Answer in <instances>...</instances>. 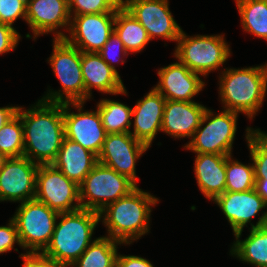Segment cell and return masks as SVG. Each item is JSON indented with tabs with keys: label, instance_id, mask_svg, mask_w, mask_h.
Wrapping results in <instances>:
<instances>
[{
	"label": "cell",
	"instance_id": "obj_1",
	"mask_svg": "<svg viewBox=\"0 0 267 267\" xmlns=\"http://www.w3.org/2000/svg\"><path fill=\"white\" fill-rule=\"evenodd\" d=\"M17 114L23 124V156L38 165L52 164L65 138L63 103L39 100L32 109L18 107Z\"/></svg>",
	"mask_w": 267,
	"mask_h": 267
},
{
	"label": "cell",
	"instance_id": "obj_2",
	"mask_svg": "<svg viewBox=\"0 0 267 267\" xmlns=\"http://www.w3.org/2000/svg\"><path fill=\"white\" fill-rule=\"evenodd\" d=\"M62 218L55 225L49 245L43 252L44 257L54 260L64 267L72 264L91 244V236L100 221V214L88 209L59 213Z\"/></svg>",
	"mask_w": 267,
	"mask_h": 267
},
{
	"label": "cell",
	"instance_id": "obj_3",
	"mask_svg": "<svg viewBox=\"0 0 267 267\" xmlns=\"http://www.w3.org/2000/svg\"><path fill=\"white\" fill-rule=\"evenodd\" d=\"M157 202L150 193L136 187L127 196L107 205L99 214L102 217L106 213L103 222L108 227L109 237L126 244L139 239L149 231L150 206Z\"/></svg>",
	"mask_w": 267,
	"mask_h": 267
},
{
	"label": "cell",
	"instance_id": "obj_4",
	"mask_svg": "<svg viewBox=\"0 0 267 267\" xmlns=\"http://www.w3.org/2000/svg\"><path fill=\"white\" fill-rule=\"evenodd\" d=\"M222 76L220 95L226 105L225 110L242 112L252 118L261 107L266 93L267 65L229 69Z\"/></svg>",
	"mask_w": 267,
	"mask_h": 267
},
{
	"label": "cell",
	"instance_id": "obj_5",
	"mask_svg": "<svg viewBox=\"0 0 267 267\" xmlns=\"http://www.w3.org/2000/svg\"><path fill=\"white\" fill-rule=\"evenodd\" d=\"M53 54L50 57L58 80H60L66 99L59 92H50L42 101L49 103L85 102V84L82 76V52L69 44L64 38H55ZM65 99V100H64Z\"/></svg>",
	"mask_w": 267,
	"mask_h": 267
},
{
	"label": "cell",
	"instance_id": "obj_6",
	"mask_svg": "<svg viewBox=\"0 0 267 267\" xmlns=\"http://www.w3.org/2000/svg\"><path fill=\"white\" fill-rule=\"evenodd\" d=\"M58 216L57 211L36 199L21 202L13 217L20 246L30 248V254L43 252L51 241Z\"/></svg>",
	"mask_w": 267,
	"mask_h": 267
},
{
	"label": "cell",
	"instance_id": "obj_7",
	"mask_svg": "<svg viewBox=\"0 0 267 267\" xmlns=\"http://www.w3.org/2000/svg\"><path fill=\"white\" fill-rule=\"evenodd\" d=\"M137 186L114 169L97 163L79 185L82 209L101 212L107 205L127 196ZM88 198V201H84Z\"/></svg>",
	"mask_w": 267,
	"mask_h": 267
},
{
	"label": "cell",
	"instance_id": "obj_8",
	"mask_svg": "<svg viewBox=\"0 0 267 267\" xmlns=\"http://www.w3.org/2000/svg\"><path fill=\"white\" fill-rule=\"evenodd\" d=\"M177 42L175 57L192 72L203 76L218 69L230 55V49L220 35L187 38L182 30Z\"/></svg>",
	"mask_w": 267,
	"mask_h": 267
},
{
	"label": "cell",
	"instance_id": "obj_9",
	"mask_svg": "<svg viewBox=\"0 0 267 267\" xmlns=\"http://www.w3.org/2000/svg\"><path fill=\"white\" fill-rule=\"evenodd\" d=\"M237 116V112L224 110L222 113L213 117L211 110L206 108L199 127L194 132L189 144L185 147L193 150L195 153L231 155L232 144L237 129ZM207 120L209 122L201 129V126Z\"/></svg>",
	"mask_w": 267,
	"mask_h": 267
},
{
	"label": "cell",
	"instance_id": "obj_10",
	"mask_svg": "<svg viewBox=\"0 0 267 267\" xmlns=\"http://www.w3.org/2000/svg\"><path fill=\"white\" fill-rule=\"evenodd\" d=\"M35 199L58 213L81 209L79 185L52 164L38 167ZM73 201L78 204L71 205Z\"/></svg>",
	"mask_w": 267,
	"mask_h": 267
},
{
	"label": "cell",
	"instance_id": "obj_11",
	"mask_svg": "<svg viewBox=\"0 0 267 267\" xmlns=\"http://www.w3.org/2000/svg\"><path fill=\"white\" fill-rule=\"evenodd\" d=\"M116 13L77 15L69 25L71 38L56 32L55 38H64L81 52L98 53L114 32Z\"/></svg>",
	"mask_w": 267,
	"mask_h": 267
},
{
	"label": "cell",
	"instance_id": "obj_12",
	"mask_svg": "<svg viewBox=\"0 0 267 267\" xmlns=\"http://www.w3.org/2000/svg\"><path fill=\"white\" fill-rule=\"evenodd\" d=\"M148 148L130 132L107 134L97 157L98 163L114 169L136 185L135 163Z\"/></svg>",
	"mask_w": 267,
	"mask_h": 267
},
{
	"label": "cell",
	"instance_id": "obj_13",
	"mask_svg": "<svg viewBox=\"0 0 267 267\" xmlns=\"http://www.w3.org/2000/svg\"><path fill=\"white\" fill-rule=\"evenodd\" d=\"M38 167L25 156L8 158L0 170V201L35 199Z\"/></svg>",
	"mask_w": 267,
	"mask_h": 267
},
{
	"label": "cell",
	"instance_id": "obj_14",
	"mask_svg": "<svg viewBox=\"0 0 267 267\" xmlns=\"http://www.w3.org/2000/svg\"><path fill=\"white\" fill-rule=\"evenodd\" d=\"M122 6L146 29L150 39L156 36L177 41L181 28L173 19L167 0H122Z\"/></svg>",
	"mask_w": 267,
	"mask_h": 267
},
{
	"label": "cell",
	"instance_id": "obj_15",
	"mask_svg": "<svg viewBox=\"0 0 267 267\" xmlns=\"http://www.w3.org/2000/svg\"><path fill=\"white\" fill-rule=\"evenodd\" d=\"M69 104L77 107L79 113H70ZM82 105L83 102L63 103L65 138L77 142L98 157L107 133L98 109L95 112H80Z\"/></svg>",
	"mask_w": 267,
	"mask_h": 267
},
{
	"label": "cell",
	"instance_id": "obj_16",
	"mask_svg": "<svg viewBox=\"0 0 267 267\" xmlns=\"http://www.w3.org/2000/svg\"><path fill=\"white\" fill-rule=\"evenodd\" d=\"M215 201L232 226L235 237L241 236L243 227L267 204L255 189L243 192L225 191Z\"/></svg>",
	"mask_w": 267,
	"mask_h": 267
},
{
	"label": "cell",
	"instance_id": "obj_17",
	"mask_svg": "<svg viewBox=\"0 0 267 267\" xmlns=\"http://www.w3.org/2000/svg\"><path fill=\"white\" fill-rule=\"evenodd\" d=\"M159 84L154 87L166 100L192 101L203 87L198 73L192 72L181 62L173 63L158 71ZM166 92V93H165Z\"/></svg>",
	"mask_w": 267,
	"mask_h": 267
},
{
	"label": "cell",
	"instance_id": "obj_18",
	"mask_svg": "<svg viewBox=\"0 0 267 267\" xmlns=\"http://www.w3.org/2000/svg\"><path fill=\"white\" fill-rule=\"evenodd\" d=\"M166 99L153 88L132 109L134 132L130 134L150 147L158 130H161Z\"/></svg>",
	"mask_w": 267,
	"mask_h": 267
},
{
	"label": "cell",
	"instance_id": "obj_19",
	"mask_svg": "<svg viewBox=\"0 0 267 267\" xmlns=\"http://www.w3.org/2000/svg\"><path fill=\"white\" fill-rule=\"evenodd\" d=\"M82 76L85 84V100L91 97V89L95 87L101 92L110 94H126L122 80L99 53L82 52Z\"/></svg>",
	"mask_w": 267,
	"mask_h": 267
},
{
	"label": "cell",
	"instance_id": "obj_20",
	"mask_svg": "<svg viewBox=\"0 0 267 267\" xmlns=\"http://www.w3.org/2000/svg\"><path fill=\"white\" fill-rule=\"evenodd\" d=\"M206 107L194 101L166 100L161 130L174 137H193Z\"/></svg>",
	"mask_w": 267,
	"mask_h": 267
},
{
	"label": "cell",
	"instance_id": "obj_21",
	"mask_svg": "<svg viewBox=\"0 0 267 267\" xmlns=\"http://www.w3.org/2000/svg\"><path fill=\"white\" fill-rule=\"evenodd\" d=\"M68 1L27 0L26 21L35 37L70 24L71 15Z\"/></svg>",
	"mask_w": 267,
	"mask_h": 267
},
{
	"label": "cell",
	"instance_id": "obj_22",
	"mask_svg": "<svg viewBox=\"0 0 267 267\" xmlns=\"http://www.w3.org/2000/svg\"><path fill=\"white\" fill-rule=\"evenodd\" d=\"M97 163L98 159L94 153L77 142L64 138L52 165L80 185Z\"/></svg>",
	"mask_w": 267,
	"mask_h": 267
},
{
	"label": "cell",
	"instance_id": "obj_23",
	"mask_svg": "<svg viewBox=\"0 0 267 267\" xmlns=\"http://www.w3.org/2000/svg\"><path fill=\"white\" fill-rule=\"evenodd\" d=\"M226 157L227 155L197 153L194 170L198 186L211 200L225 192Z\"/></svg>",
	"mask_w": 267,
	"mask_h": 267
},
{
	"label": "cell",
	"instance_id": "obj_24",
	"mask_svg": "<svg viewBox=\"0 0 267 267\" xmlns=\"http://www.w3.org/2000/svg\"><path fill=\"white\" fill-rule=\"evenodd\" d=\"M114 25V32L127 52H139L151 40L146 29L122 5L116 11Z\"/></svg>",
	"mask_w": 267,
	"mask_h": 267
},
{
	"label": "cell",
	"instance_id": "obj_25",
	"mask_svg": "<svg viewBox=\"0 0 267 267\" xmlns=\"http://www.w3.org/2000/svg\"><path fill=\"white\" fill-rule=\"evenodd\" d=\"M246 139L254 162L255 186L257 194L267 204V134L247 128Z\"/></svg>",
	"mask_w": 267,
	"mask_h": 267
},
{
	"label": "cell",
	"instance_id": "obj_26",
	"mask_svg": "<svg viewBox=\"0 0 267 267\" xmlns=\"http://www.w3.org/2000/svg\"><path fill=\"white\" fill-rule=\"evenodd\" d=\"M231 254L256 267H267V226L251 228L250 235L240 241L236 237Z\"/></svg>",
	"mask_w": 267,
	"mask_h": 267
},
{
	"label": "cell",
	"instance_id": "obj_27",
	"mask_svg": "<svg viewBox=\"0 0 267 267\" xmlns=\"http://www.w3.org/2000/svg\"><path fill=\"white\" fill-rule=\"evenodd\" d=\"M121 242L110 237L94 240L85 252L72 264L78 267H116L117 245Z\"/></svg>",
	"mask_w": 267,
	"mask_h": 267
},
{
	"label": "cell",
	"instance_id": "obj_28",
	"mask_svg": "<svg viewBox=\"0 0 267 267\" xmlns=\"http://www.w3.org/2000/svg\"><path fill=\"white\" fill-rule=\"evenodd\" d=\"M243 29L267 40V0H236Z\"/></svg>",
	"mask_w": 267,
	"mask_h": 267
},
{
	"label": "cell",
	"instance_id": "obj_29",
	"mask_svg": "<svg viewBox=\"0 0 267 267\" xmlns=\"http://www.w3.org/2000/svg\"><path fill=\"white\" fill-rule=\"evenodd\" d=\"M102 125L107 134L127 133L131 126L132 109L111 100H101L97 105Z\"/></svg>",
	"mask_w": 267,
	"mask_h": 267
},
{
	"label": "cell",
	"instance_id": "obj_30",
	"mask_svg": "<svg viewBox=\"0 0 267 267\" xmlns=\"http://www.w3.org/2000/svg\"><path fill=\"white\" fill-rule=\"evenodd\" d=\"M231 155L226 157V186L225 191L243 192L254 189L255 174L253 165H244L232 161Z\"/></svg>",
	"mask_w": 267,
	"mask_h": 267
},
{
	"label": "cell",
	"instance_id": "obj_31",
	"mask_svg": "<svg viewBox=\"0 0 267 267\" xmlns=\"http://www.w3.org/2000/svg\"><path fill=\"white\" fill-rule=\"evenodd\" d=\"M0 152L8 158L23 156V124L18 114L0 129Z\"/></svg>",
	"mask_w": 267,
	"mask_h": 267
},
{
	"label": "cell",
	"instance_id": "obj_32",
	"mask_svg": "<svg viewBox=\"0 0 267 267\" xmlns=\"http://www.w3.org/2000/svg\"><path fill=\"white\" fill-rule=\"evenodd\" d=\"M69 12L75 8V16L99 13H116L122 0H69ZM75 5V6H74ZM74 6V7H73Z\"/></svg>",
	"mask_w": 267,
	"mask_h": 267
},
{
	"label": "cell",
	"instance_id": "obj_33",
	"mask_svg": "<svg viewBox=\"0 0 267 267\" xmlns=\"http://www.w3.org/2000/svg\"><path fill=\"white\" fill-rule=\"evenodd\" d=\"M26 8L27 0H0V23L12 26L18 17L26 20Z\"/></svg>",
	"mask_w": 267,
	"mask_h": 267
},
{
	"label": "cell",
	"instance_id": "obj_34",
	"mask_svg": "<svg viewBox=\"0 0 267 267\" xmlns=\"http://www.w3.org/2000/svg\"><path fill=\"white\" fill-rule=\"evenodd\" d=\"M111 47L112 48H118L119 51L123 52L124 53V56H126L127 54V50L125 49L124 47V44L122 43V41L119 39V37L115 34V32H113L107 42L104 44V46L102 47V49L98 52L102 59L111 67L113 68L116 72L117 70L115 69V67L112 65L113 62H116V61H119V60H116L114 61L116 58L115 56H117L116 52L114 53V51L112 52L111 50ZM117 49V50H118ZM112 52V53H111ZM115 55V56H114ZM119 55V54H118ZM114 57V58H113ZM114 59V60H113Z\"/></svg>",
	"mask_w": 267,
	"mask_h": 267
},
{
	"label": "cell",
	"instance_id": "obj_35",
	"mask_svg": "<svg viewBox=\"0 0 267 267\" xmlns=\"http://www.w3.org/2000/svg\"><path fill=\"white\" fill-rule=\"evenodd\" d=\"M15 242L20 245L17 226L12 218L8 226L0 227V254L10 251Z\"/></svg>",
	"mask_w": 267,
	"mask_h": 267
},
{
	"label": "cell",
	"instance_id": "obj_36",
	"mask_svg": "<svg viewBox=\"0 0 267 267\" xmlns=\"http://www.w3.org/2000/svg\"><path fill=\"white\" fill-rule=\"evenodd\" d=\"M19 38L18 32L12 26L0 23V54L12 51L17 46Z\"/></svg>",
	"mask_w": 267,
	"mask_h": 267
},
{
	"label": "cell",
	"instance_id": "obj_37",
	"mask_svg": "<svg viewBox=\"0 0 267 267\" xmlns=\"http://www.w3.org/2000/svg\"><path fill=\"white\" fill-rule=\"evenodd\" d=\"M21 256L24 260L23 267H64L56 261L44 257L41 253H26Z\"/></svg>",
	"mask_w": 267,
	"mask_h": 267
},
{
	"label": "cell",
	"instance_id": "obj_38",
	"mask_svg": "<svg viewBox=\"0 0 267 267\" xmlns=\"http://www.w3.org/2000/svg\"><path fill=\"white\" fill-rule=\"evenodd\" d=\"M116 267H153V265L142 257L117 254Z\"/></svg>",
	"mask_w": 267,
	"mask_h": 267
},
{
	"label": "cell",
	"instance_id": "obj_39",
	"mask_svg": "<svg viewBox=\"0 0 267 267\" xmlns=\"http://www.w3.org/2000/svg\"><path fill=\"white\" fill-rule=\"evenodd\" d=\"M18 107L0 108V129L17 114Z\"/></svg>",
	"mask_w": 267,
	"mask_h": 267
},
{
	"label": "cell",
	"instance_id": "obj_40",
	"mask_svg": "<svg viewBox=\"0 0 267 267\" xmlns=\"http://www.w3.org/2000/svg\"><path fill=\"white\" fill-rule=\"evenodd\" d=\"M265 225L267 226V212H264V214L259 218V221L255 226L251 224L252 228L262 227Z\"/></svg>",
	"mask_w": 267,
	"mask_h": 267
},
{
	"label": "cell",
	"instance_id": "obj_41",
	"mask_svg": "<svg viewBox=\"0 0 267 267\" xmlns=\"http://www.w3.org/2000/svg\"><path fill=\"white\" fill-rule=\"evenodd\" d=\"M8 159V157L0 152V170L3 168L5 161Z\"/></svg>",
	"mask_w": 267,
	"mask_h": 267
}]
</instances>
